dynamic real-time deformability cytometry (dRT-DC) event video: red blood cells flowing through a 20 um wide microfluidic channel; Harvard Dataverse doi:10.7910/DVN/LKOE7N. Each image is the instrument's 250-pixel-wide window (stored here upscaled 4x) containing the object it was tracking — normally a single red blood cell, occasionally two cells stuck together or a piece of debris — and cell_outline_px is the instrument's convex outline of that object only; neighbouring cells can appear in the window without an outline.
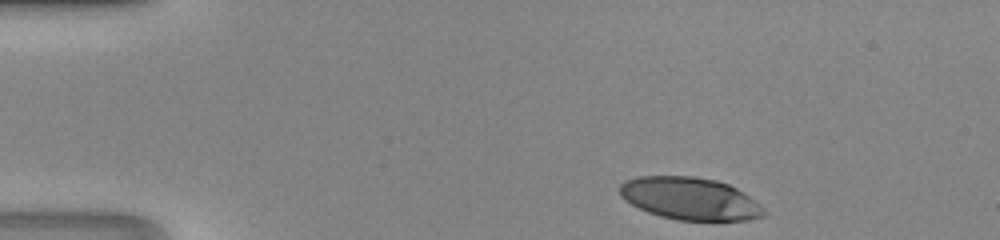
{"species": "human", "species_latin": "Homo sapiens", "temperature_condition": "room temperature", "stored_images_in_passage": 40, "camera_frame_rate_fps": 3000, "um_per_image_px": 0.085, "donor": {"sex": "male"}, "frame": {"image": 1, "passage_image": 1, "time_ms": 0.0, "image_size_px": [1000, 240], "cell_outline_px": [[768, 212], [764, 216], [748, 220], [676, 220], [660, 216], [648, 212], [624, 200], [620, 196], [620, 184], [624, 180], [640, 176], [692, 176], [716, 180], [728, 184], [736, 188], [760, 204]], "centroid_in_image_um": [58.64, 16.88], "position_along_channel_um": 26.4, "area_um2": 35.66}}
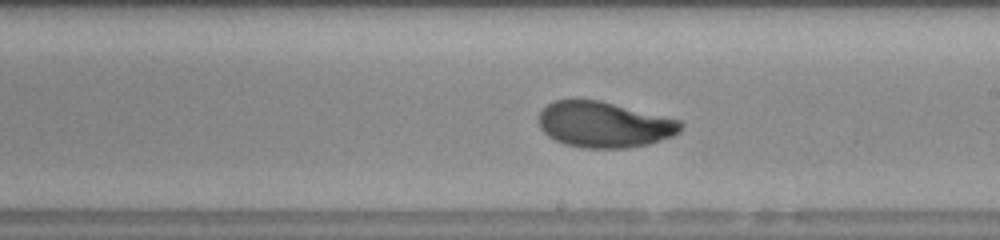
{"frame": {"image": 2, "passage_image": 21, "time_ms": 6.667, "image_size_px": [1000, 240], "cell_outline_px": [[684, 128], [680, 132], [672, 136], [648, 144], [624, 148], [584, 148], [568, 144], [556, 140], [548, 136], [540, 128], [540, 112], [548, 104], [556, 100], [600, 100], [680, 120], [684, 124]], "centroid_in_image_um": [51.39, 10.59], "position_along_channel_um": 237.6, "area_um2": 37.63}}
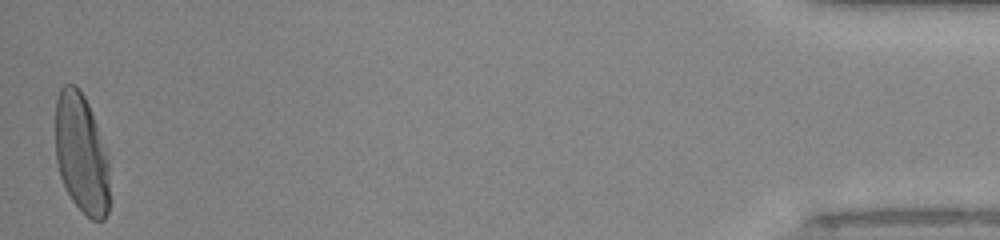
{"frame": {"image": 3, "passage_image": 40, "time_ms": 13.0, "image_size_px": [1000, 240], "cell_outline_px": [[112, 200], [108, 212], [104, 220], [92, 220], [72, 200], [64, 188], [60, 176], [56, 160], [56, 100], [60, 88], [64, 84], [72, 84], [84, 96], [88, 104], [96, 124], [108, 156]], "centroid_in_image_um": [6.96, 13.14], "position_along_channel_um": 428.2, "area_um2": 38.32}}